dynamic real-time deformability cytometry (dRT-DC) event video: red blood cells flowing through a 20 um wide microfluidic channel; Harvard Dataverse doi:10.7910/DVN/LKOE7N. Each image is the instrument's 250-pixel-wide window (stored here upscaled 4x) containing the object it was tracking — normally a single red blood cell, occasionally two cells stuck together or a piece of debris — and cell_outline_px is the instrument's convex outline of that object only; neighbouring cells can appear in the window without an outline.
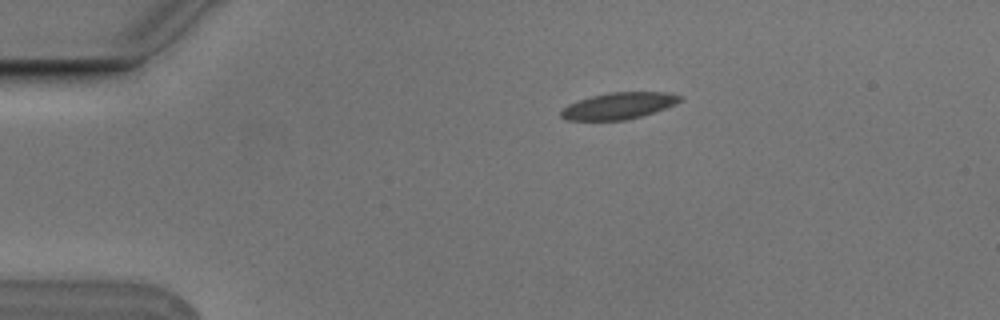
{"species": "Egyptian fruit bat (a non-hibernating species)", "species_latin": "Rousettus aegyptiacus", "temperature_condition": "cold", "stored_images_in_passage": 5, "camera_frame_rate_fps": 3000, "um_per_image_px": 0.085, "animal": {"sex": "male"}, "frame": {"image": 1, "passage_image": 2, "time_ms": 0.333, "image_size_px": [1000, 320], "cell_outline_px": [[684, 100], [676, 104], [640, 116], [624, 120], [568, 120], [560, 116], [560, 112], [568, 104], [592, 96], [608, 92], [668, 92], [684, 96]], "centroid_in_image_um": [52.63, 8.98], "position_along_channel_um": 32.4, "area_um2": 18.32}}
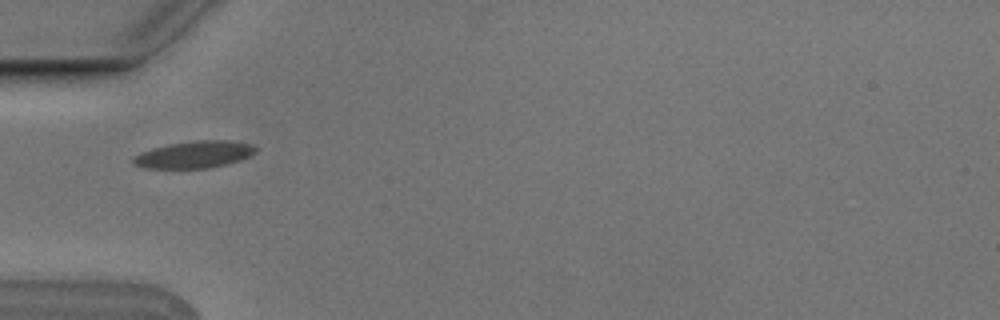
{"frame": {"image": 2, "passage_image": 4, "time_ms": 1.0, "image_size_px": [1000, 320], "cell_outline_px": [[256, 152], [252, 156], [228, 164], [208, 168], [144, 168], [132, 164], [132, 156], [140, 152], [152, 148], [168, 144], [196, 140], [232, 140], [252, 144], [256, 148]], "centroid_in_image_um": [16.52, 13.13], "position_along_channel_um": 68.5, "area_um2": 19.59}}